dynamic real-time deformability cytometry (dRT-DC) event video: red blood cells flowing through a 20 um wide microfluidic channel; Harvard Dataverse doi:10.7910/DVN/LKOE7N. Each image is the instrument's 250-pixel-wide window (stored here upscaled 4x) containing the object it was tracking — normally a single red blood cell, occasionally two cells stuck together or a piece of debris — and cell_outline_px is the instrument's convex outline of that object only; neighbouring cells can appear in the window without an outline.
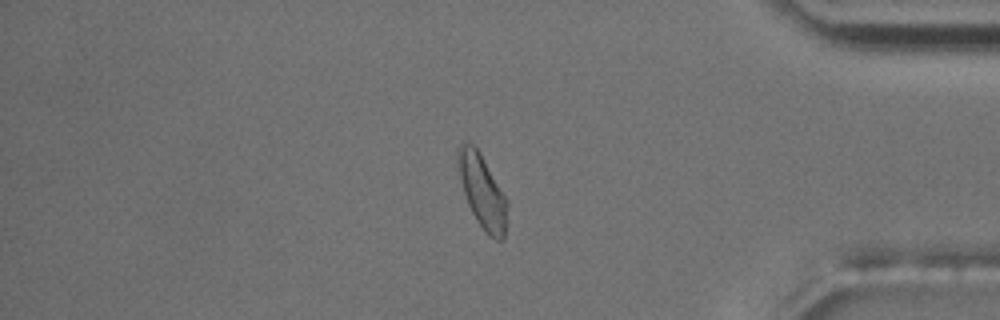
{"species": "common noctule bat (a hibernating species)", "species_latin": "Nyctalus noctula", "temperature_condition": "room temperature", "stored_images_in_passage": 55, "camera_frame_rate_fps": 3000, "um_per_image_px": 0.085, "animal": {"sex": "male", "body_mass_g": 17.5, "forearm_length_mm": 52.3}, "frame": {"image": 1, "passage_image": 47, "time_ms": 15.333, "image_size_px": [1000, 320], "cell_outline_px": [[508, 224], [504, 240], [496, 240], [488, 236], [484, 232], [476, 220], [468, 204], [464, 192], [460, 176], [456, 156], [456, 148], [460, 144], [472, 144], [480, 152], [508, 200]], "centroid_in_image_um": [41.04, 16.33], "position_along_channel_um": 394.2, "area_um2": 21.39}, "authors_computed_cell_mechanics": {"area_um2": 19.2474, "velocity_mm_per_s": 3.6609, "shape_relaxation_time_tau1_ms": 3.5537, "shape_relaxation_time_tau2_ms": 1.8509, "deformation_change_tau1": 0.0842, "deformation_change_tau2": 0.0545}}